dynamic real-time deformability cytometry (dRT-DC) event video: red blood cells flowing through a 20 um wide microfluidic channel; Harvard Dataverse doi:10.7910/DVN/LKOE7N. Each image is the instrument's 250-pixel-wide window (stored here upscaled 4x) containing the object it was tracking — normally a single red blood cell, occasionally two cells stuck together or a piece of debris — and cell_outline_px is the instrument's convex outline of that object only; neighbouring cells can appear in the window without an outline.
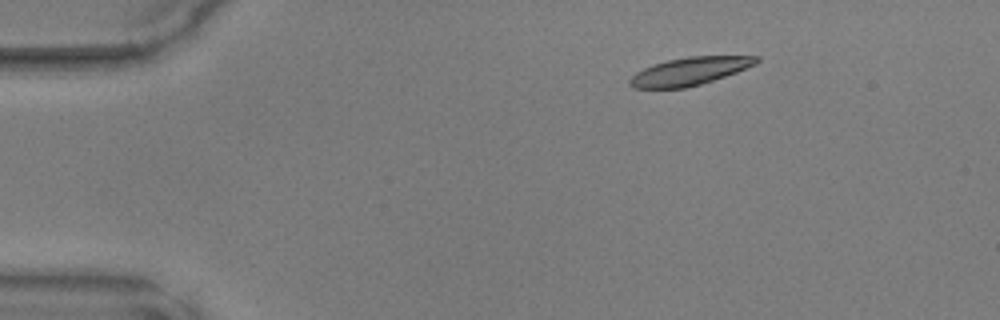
{"species": "common noctule bat (a hibernating species)", "species_latin": "Nyctalus noctula", "temperature_condition": "warm", "stored_images_in_passage": 31, "camera_frame_rate_fps": 3000, "um_per_image_px": 0.085, "animal": {"sex": "male", "body_mass_g": 17.9, "forearm_length_mm": 54.2}, "frame": {"image": 1, "passage_image": 1, "time_ms": 0.0, "image_size_px": [1000, 320], "cell_outline_px": [[760, 60], [756, 64], [736, 72], [700, 84], [684, 88], [632, 88], [628, 84], [628, 80], [636, 72], [644, 68], [668, 60], [688, 56], [760, 56]], "centroid_in_image_um": [58.61, 6.05], "position_along_channel_um": 26.4, "area_um2": 20.35}}
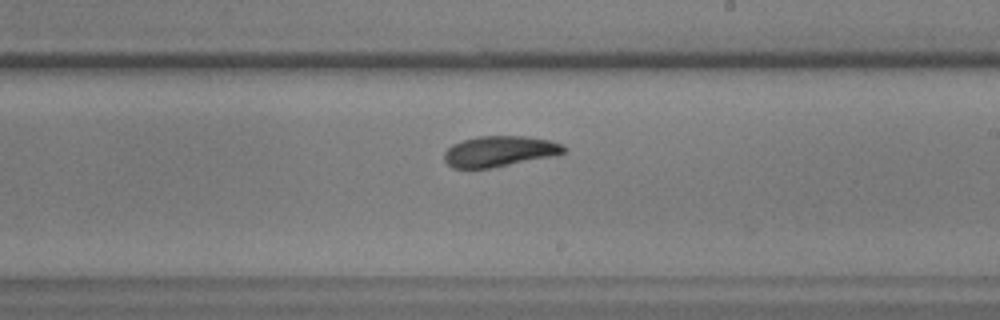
{"frame": {"image": 2, "passage_image": 22, "time_ms": 7.0, "image_size_px": [1000, 320], "cell_outline_px": [[568, 148], [564, 152], [556, 156], [492, 168], [452, 168], [444, 160], [444, 152], [452, 144], [476, 136], [528, 136], [548, 140], [560, 144]], "centroid_in_image_um": [42.47, 12.87], "position_along_channel_um": 246.5, "area_um2": 21.56}}
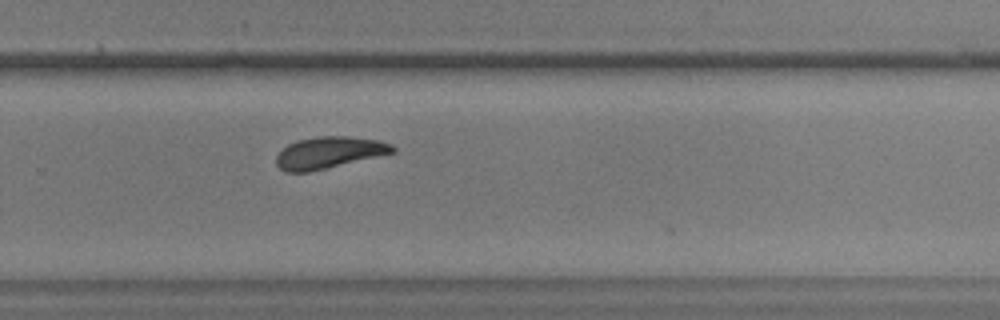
{"frame": {"image": 3, "passage_image": 26, "time_ms": 8.333, "image_size_px": [1000, 320], "cell_outline_px": [[396, 152], [308, 172], [284, 172], [276, 164], [276, 156], [288, 144], [296, 140], [320, 136], [348, 136], [376, 140], [392, 144], [396, 148]], "centroid_in_image_um": [27.96, 12.97], "position_along_channel_um": 301.8, "area_um2": 21.33}}